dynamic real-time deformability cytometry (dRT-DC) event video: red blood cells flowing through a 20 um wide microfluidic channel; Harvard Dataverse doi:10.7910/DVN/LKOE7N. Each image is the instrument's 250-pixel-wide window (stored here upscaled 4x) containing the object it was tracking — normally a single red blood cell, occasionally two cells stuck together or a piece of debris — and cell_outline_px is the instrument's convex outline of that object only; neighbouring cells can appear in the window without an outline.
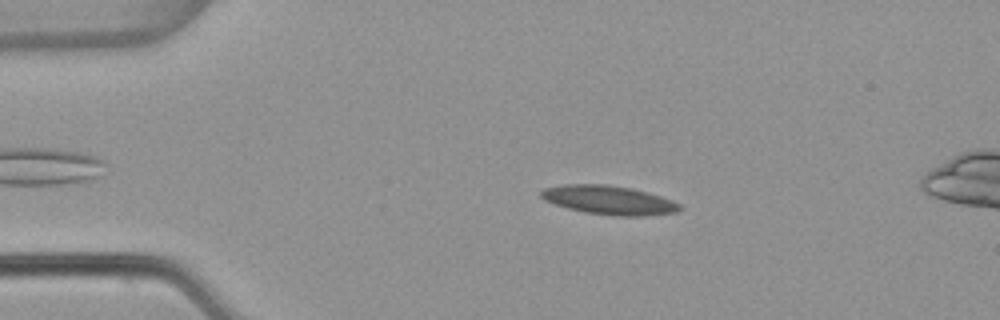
{"species": "common noctule bat (a hibernating species)", "species_latin": "Nyctalus noctula", "temperature_condition": "warm", "stored_images_in_passage": 46, "camera_frame_rate_fps": 3000, "um_per_image_px": 0.085, "animal": {"sex": "female", "body_mass_g": 22.7, "forearm_length_mm": 54.2}, "frame": {"image": 1, "passage_image": 1, "time_ms": 0.0, "image_size_px": [1000, 320], "cell_outline_px": [[680, 208], [676, 212], [644, 216], [616, 216], [584, 212], [568, 208], [544, 200], [540, 196], [540, 192], [544, 188], [564, 184], [604, 184], [632, 188], [648, 192], [660, 196], [680, 204]], "centroid_in_image_um": [51.73, 17.0], "position_along_channel_um": 33.3, "area_um2": 23.24}}
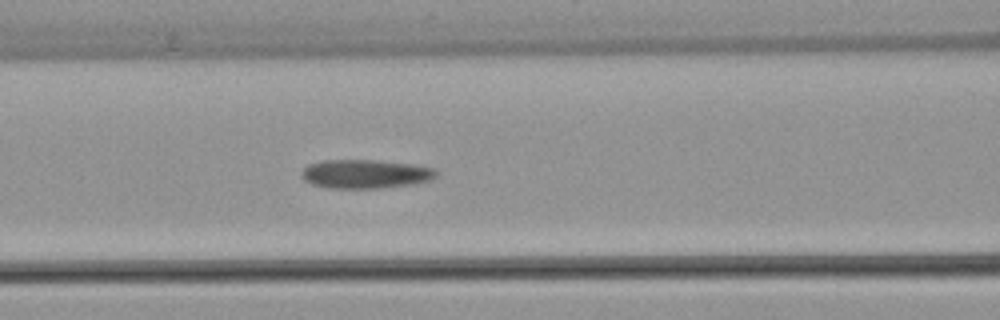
{"frame": {"image": 2, "passage_image": 13, "time_ms": 4.0, "image_size_px": [1000, 320], "cell_outline_px": [[436, 176], [428, 180], [412, 184], [380, 188], [328, 188], [312, 184], [304, 180], [300, 176], [300, 172], [308, 164], [320, 160], [376, 160], [412, 164], [436, 168]], "centroid_in_image_um": [31.0, 14.78], "position_along_channel_um": 135.6, "area_um2": 22.72}}
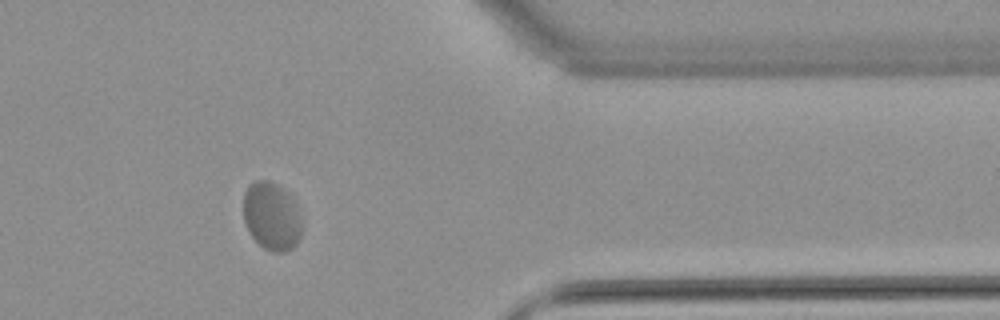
{"frame": {"image": 3, "passage_image": 35, "time_ms": 11.333, "image_size_px": [1000, 320], "cell_outline_px": [[300, 236], [296, 244], [292, 248], [284, 252], [272, 252], [264, 248], [252, 236], [244, 220], [244, 192], [248, 184], [256, 180], [268, 180], [284, 188], [292, 196], [296, 204], [300, 216]], "centroid_in_image_um": [23.09, 18.35], "position_along_channel_um": 388.3, "area_um2": 23.18}}